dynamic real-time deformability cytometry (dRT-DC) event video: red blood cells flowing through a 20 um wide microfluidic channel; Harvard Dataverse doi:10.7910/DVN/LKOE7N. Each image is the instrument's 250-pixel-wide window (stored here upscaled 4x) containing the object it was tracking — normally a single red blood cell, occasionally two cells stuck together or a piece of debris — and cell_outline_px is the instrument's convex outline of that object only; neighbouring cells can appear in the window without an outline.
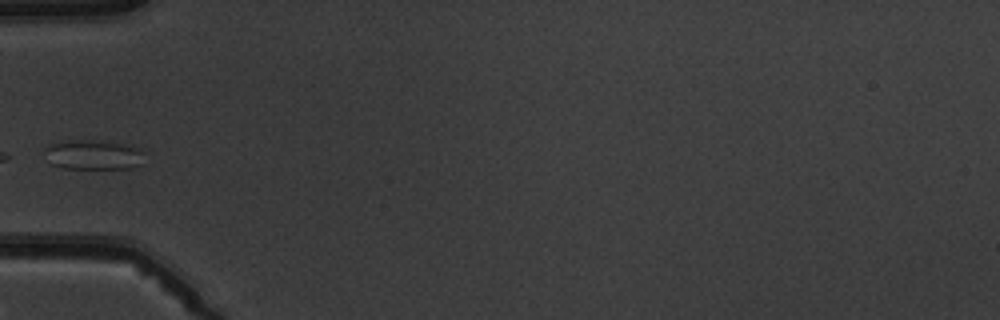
{"species": "common noctule bat (a hibernating species)", "species_latin": "Nyctalus noctula", "temperature_condition": "warm", "stored_images_in_passage": 5, "camera_frame_rate_fps": 3000, "um_per_image_px": 0.085, "animal": {"sex": "male", "body_mass_g": 19.5, "forearm_length_mm": 54.6}, "frame": {"image": 1, "passage_image": 4, "time_ms": 3.667, "image_size_px": [1000, 320], "cell_outline_px": [[148, 148], [144, 164], [132, 168], [64, 168], [52, 164], [44, 148], [60, 140], [100, 140], [132, 144]], "centroid_in_image_um": [8.13, 13.12], "position_along_channel_um": 76.9, "area_um2": 18.03}}
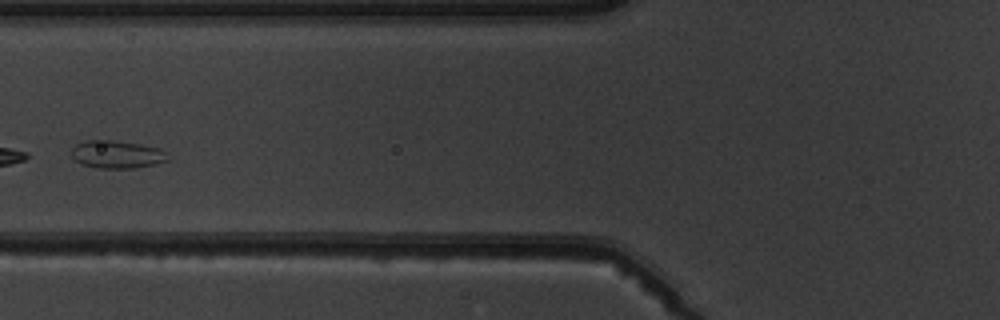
{"frame": {"image": 2, "passage_image": 5, "time_ms": 4.667, "image_size_px": [1000, 320], "cell_outline_px": [[172, 160], [156, 164], [136, 168], [100, 168], [80, 164], [72, 156], [72, 148], [76, 144], [84, 140], [112, 140], [140, 144], [160, 148]], "centroid_in_image_um": [9.96, 13.13], "position_along_channel_um": 115.8, "area_um2": 15.72}}